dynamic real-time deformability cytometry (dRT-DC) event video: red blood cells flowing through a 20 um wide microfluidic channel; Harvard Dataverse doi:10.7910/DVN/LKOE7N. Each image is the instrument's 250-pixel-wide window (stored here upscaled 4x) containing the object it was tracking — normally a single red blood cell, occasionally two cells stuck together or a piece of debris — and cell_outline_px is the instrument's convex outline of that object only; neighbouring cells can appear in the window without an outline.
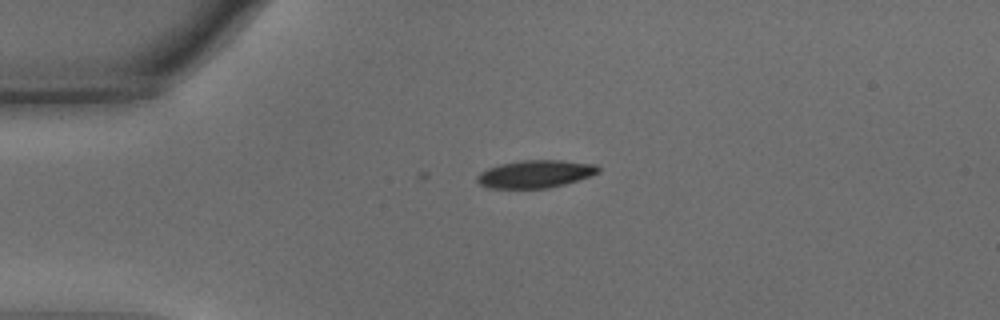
{"species": "common noctule bat (a hibernating species)", "species_latin": "Nyctalus noctula", "temperature_condition": "warm", "stored_images_in_passage": 7, "camera_frame_rate_fps": 3000, "um_per_image_px": 0.085, "animal": {"sex": "male", "body_mass_g": 15.6}, "frame": {"image": 1, "passage_image": 1, "time_ms": 0.0, "image_size_px": [1000, 320], "cell_outline_px": [[600, 172], [564, 184], [548, 188], [488, 188], [480, 184], [476, 180], [476, 176], [480, 172], [488, 168], [500, 164], [520, 160], [564, 160], [596, 164], [600, 168]], "centroid_in_image_um": [45.49, 14.78], "position_along_channel_um": 39.5, "area_um2": 19.54}}
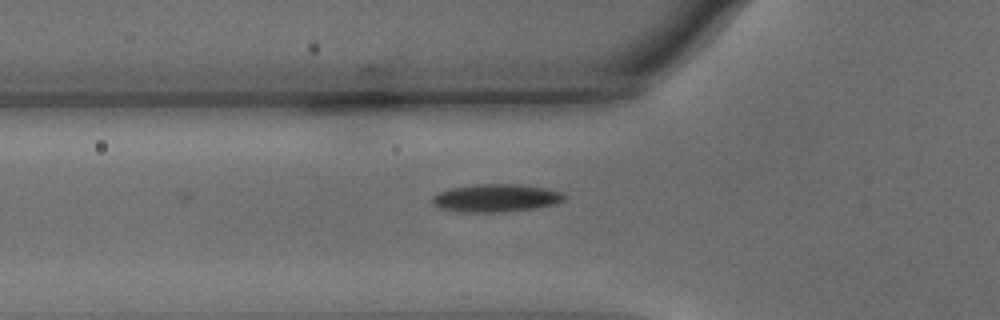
{"frame": {"image": 2, "passage_image": 7, "time_ms": 2.0, "image_size_px": [1000, 320], "cell_outline_px": [[564, 200], [556, 204], [536, 208], [500, 212], [456, 212], [436, 208], [432, 204], [432, 196], [448, 188], [476, 184], [520, 184], [548, 188], [560, 192], [564, 196]], "centroid_in_image_um": [42.1, 16.83], "position_along_channel_um": 83.7, "area_um2": 21.73}}